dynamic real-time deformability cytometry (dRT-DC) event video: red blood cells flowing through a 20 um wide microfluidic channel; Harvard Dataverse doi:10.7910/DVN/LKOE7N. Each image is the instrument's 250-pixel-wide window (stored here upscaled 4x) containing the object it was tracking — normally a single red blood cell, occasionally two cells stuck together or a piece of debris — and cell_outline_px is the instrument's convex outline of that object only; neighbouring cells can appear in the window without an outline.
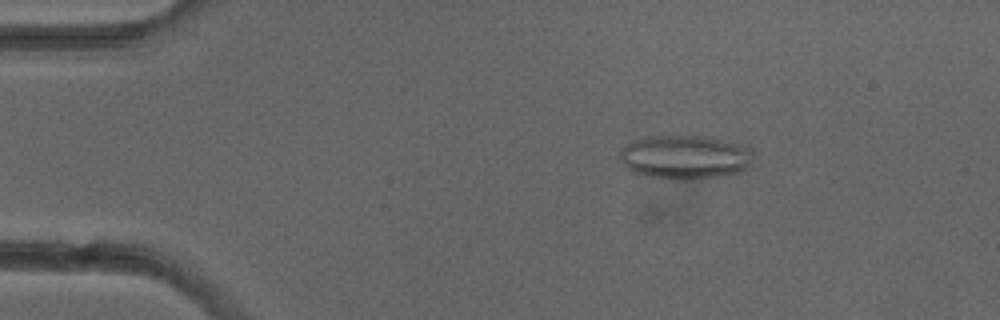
{"species": "common noctule bat (a hibernating species)", "species_latin": "Nyctalus noctula", "temperature_condition": "cold", "stored_images_in_passage": 2, "camera_frame_rate_fps": 3000, "um_per_image_px": 0.085, "animal": {"sex": "female"}, "frame": {"image": 1, "passage_image": 1, "time_ms": 0.0, "image_size_px": [1000, 320], "cell_outline_px": [[752, 156], [748, 168], [740, 172], [720, 176], [652, 176], [636, 172], [628, 168], [620, 160], [620, 148], [624, 144], [632, 140], [644, 136], [700, 136], [748, 144], [752, 148]], "centroid_in_image_um": [58.25, 13.27], "position_along_channel_um": 26.7, "area_um2": 33.35}}